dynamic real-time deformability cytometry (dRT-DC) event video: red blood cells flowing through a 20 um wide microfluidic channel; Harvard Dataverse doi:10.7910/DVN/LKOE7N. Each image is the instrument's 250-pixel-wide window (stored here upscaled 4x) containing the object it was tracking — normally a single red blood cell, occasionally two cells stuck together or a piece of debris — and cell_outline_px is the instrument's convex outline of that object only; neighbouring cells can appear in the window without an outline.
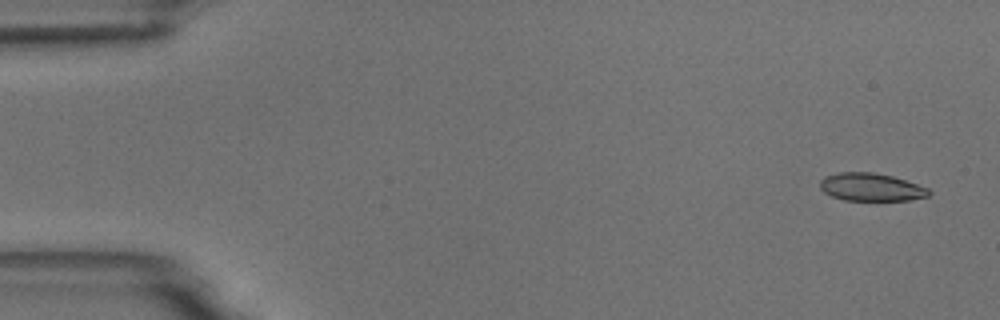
{"species": "common noctule bat (a hibernating species)", "species_latin": "Nyctalus noctula", "temperature_condition": "room temperature", "stored_images_in_passage": 5, "camera_frame_rate_fps": 3000, "um_per_image_px": 0.085, "animal": {"sex": "male", "body_mass_g": 18.8}, "frame": {"image": 1, "passage_image": 1, "time_ms": 0.0, "image_size_px": [1000, 320], "cell_outline_px": [[932, 192], [928, 196], [908, 200], [844, 200], [832, 196], [824, 192], [820, 188], [820, 180], [824, 176], [840, 172], [872, 172], [892, 176], [928, 188]], "centroid_in_image_um": [74.02, 15.9], "position_along_channel_um": 11.0, "area_um2": 17.57}}
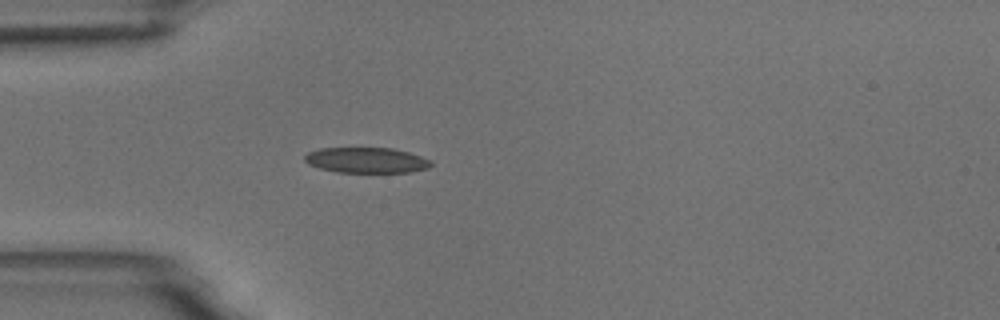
{"frame": {"image": 2, "passage_image": 5, "time_ms": 4.333, "image_size_px": [1000, 320], "cell_outline_px": [[432, 164], [428, 168], [412, 172], [336, 172], [320, 168], [308, 164], [304, 160], [304, 156], [308, 152], [320, 148], [392, 148], [408, 152], [432, 160]], "centroid_in_image_um": [31.15, 13.62], "position_along_channel_um": 53.9, "area_um2": 18.79}}